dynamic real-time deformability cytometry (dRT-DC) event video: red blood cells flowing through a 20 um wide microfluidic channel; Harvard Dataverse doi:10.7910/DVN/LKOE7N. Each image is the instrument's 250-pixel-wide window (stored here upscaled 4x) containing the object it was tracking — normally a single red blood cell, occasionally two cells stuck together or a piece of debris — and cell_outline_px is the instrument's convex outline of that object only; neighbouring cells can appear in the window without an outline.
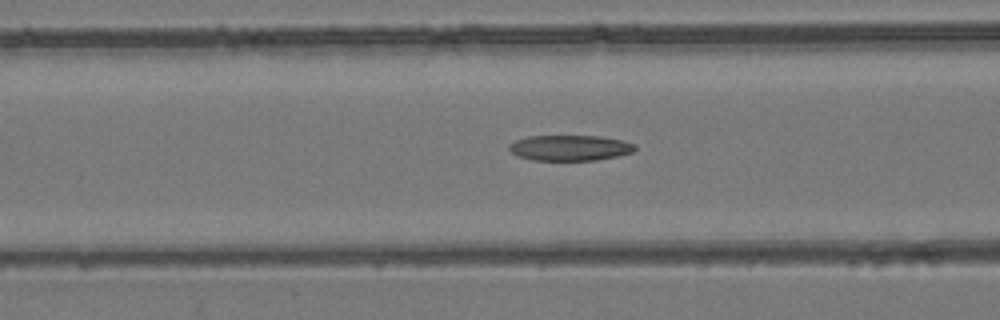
{"species": "common noctule bat (a hibernating species)", "species_latin": "Nyctalus noctula", "temperature_condition": "room temperature", "stored_images_in_passage": 54, "camera_frame_rate_fps": 3000, "um_per_image_px": 0.085, "animal": {"sex": "female", "body_mass_g": 24.6, "forearm_length_mm": 56.2}, "frame": {"image": 1, "passage_image": 22, "time_ms": 7.0, "image_size_px": [1000, 320], "cell_outline_px": [[636, 148], [632, 152], [616, 156], [596, 160], [532, 160], [520, 156], [512, 152], [508, 148], [508, 144], [516, 140], [528, 136], [600, 136], [620, 140], [636, 144]], "centroid_in_image_um": [48.43, 12.56], "position_along_channel_um": 118.2, "area_um2": 18.61}}
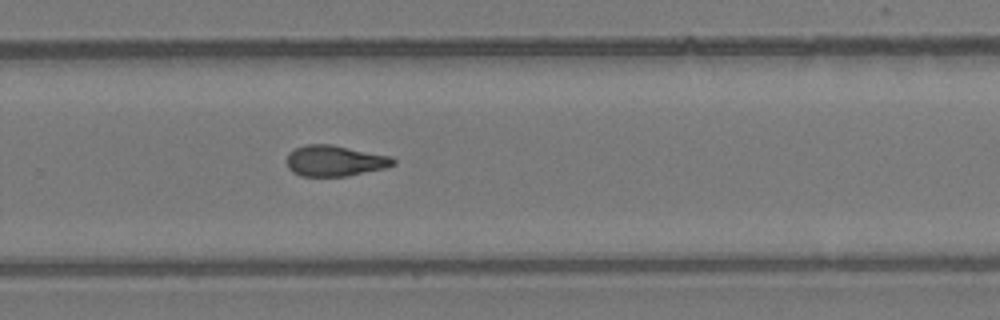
{"frame": {"image": 2, "passage_image": 36, "time_ms": 11.667, "image_size_px": [1000, 320], "cell_outline_px": [[396, 164], [384, 168], [348, 176], [300, 176], [292, 172], [288, 168], [288, 152], [304, 144], [332, 144], [388, 156], [396, 160]], "centroid_in_image_um": [28.43, 13.67], "position_along_channel_um": 301.4, "area_um2": 19.07}}
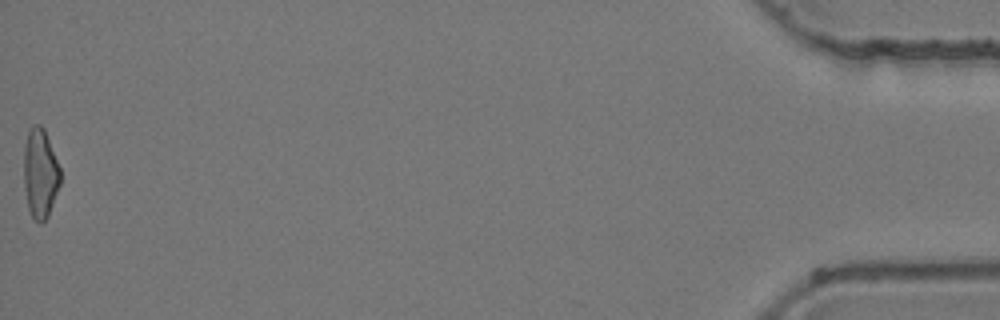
{"frame": {"image": 3, "passage_image": 54, "time_ms": 17.667, "image_size_px": [1000, 320], "cell_outline_px": [[60, 184], [48, 216], [40, 224], [32, 220], [28, 208], [24, 184], [24, 148], [28, 132], [32, 124], [40, 124], [44, 128], [60, 168]], "centroid_in_image_um": [3.41, 14.75], "position_along_channel_um": 431.8, "area_um2": 19.07}, "authors_computed_cell_mechanics": {"area_um2": 19.1896, "velocity_mm_per_s": 3.928, "shape_relaxation_time_tau1_ms": null, "shape_relaxation_time_tau2_ms": 3.0797, "deformation_change_tau1": null, "deformation_change_tau2": 0.1136}}